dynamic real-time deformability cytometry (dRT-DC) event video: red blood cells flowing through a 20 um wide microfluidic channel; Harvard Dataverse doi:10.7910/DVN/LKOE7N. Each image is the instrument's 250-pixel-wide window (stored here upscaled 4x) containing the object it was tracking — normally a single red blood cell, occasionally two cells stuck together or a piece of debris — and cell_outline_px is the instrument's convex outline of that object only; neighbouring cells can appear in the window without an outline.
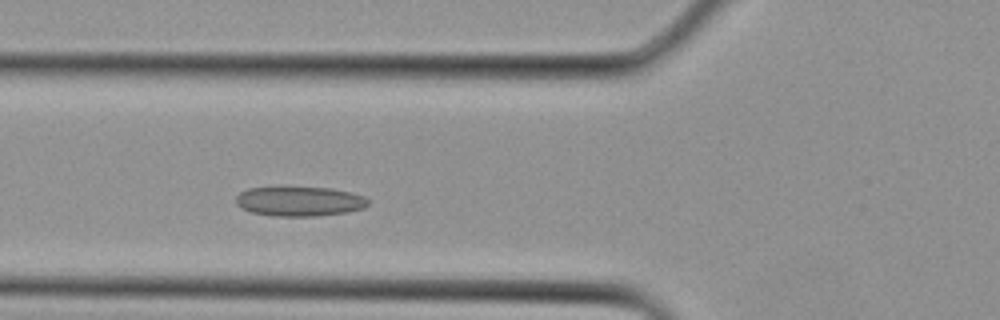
{"species": "Egyptian fruit bat (a non-hibernating species)", "species_latin": "Rousettus aegyptiacus", "temperature_condition": "cold", "stored_images_in_passage": 27, "camera_frame_rate_fps": 3000, "um_per_image_px": 0.085, "animal": {"sex": "female"}, "frame": {"image": 1, "passage_image": 7, "time_ms": 2.0, "image_size_px": [1000, 320], "cell_outline_px": [[368, 204], [364, 208], [348, 212], [316, 216], [272, 216], [252, 212], [240, 208], [236, 204], [236, 196], [240, 192], [248, 188], [332, 188], [364, 196], [368, 200]], "centroid_in_image_um": [25.44, 17.13], "position_along_channel_um": 100.4, "area_um2": 22.66}}
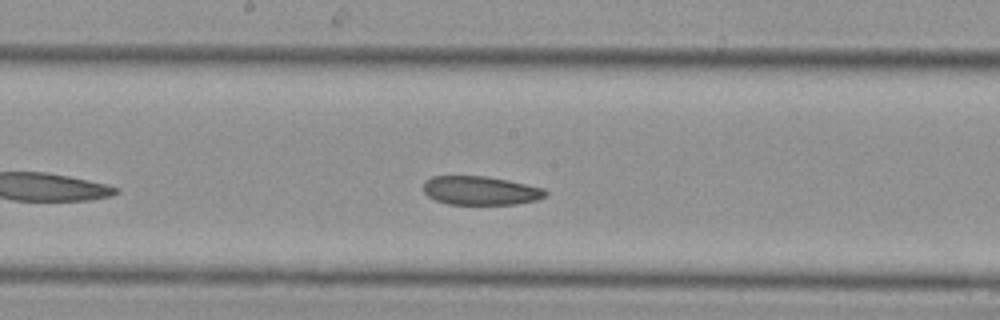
{"frame": {"image": 2, "passage_image": 12, "time_ms": 3.667, "image_size_px": [1000, 320], "cell_outline_px": [[548, 196], [536, 200], [516, 204], [448, 204], [436, 200], [428, 196], [424, 192], [424, 180], [432, 176], [484, 176], [508, 180], [544, 188], [548, 192]], "centroid_in_image_um": [40.86, 16.2], "position_along_channel_um": 207.3, "area_um2": 20.52}}
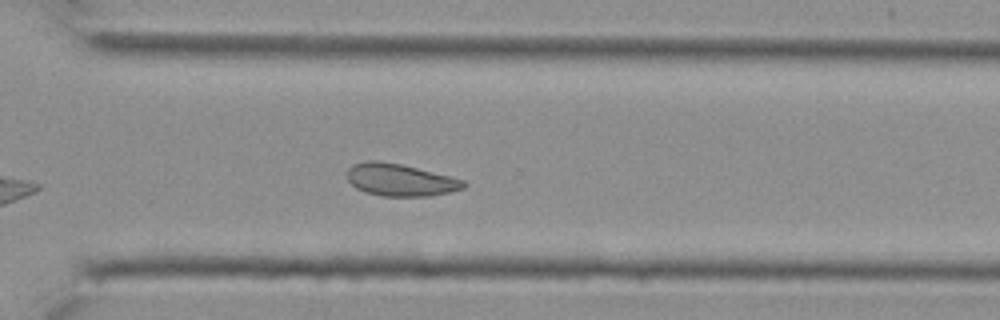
{"frame": {"image": 3, "passage_image": 18, "time_ms": 5.667, "image_size_px": [1000, 320], "cell_outline_px": [[468, 184], [464, 188], [432, 196], [384, 196], [364, 192], [356, 188], [348, 180], [348, 168], [352, 164], [368, 160], [376, 160], [400, 164], [464, 180]], "centroid_in_image_um": [34.0, 15.3], "position_along_channel_um": 336.6, "area_um2": 21.73}}